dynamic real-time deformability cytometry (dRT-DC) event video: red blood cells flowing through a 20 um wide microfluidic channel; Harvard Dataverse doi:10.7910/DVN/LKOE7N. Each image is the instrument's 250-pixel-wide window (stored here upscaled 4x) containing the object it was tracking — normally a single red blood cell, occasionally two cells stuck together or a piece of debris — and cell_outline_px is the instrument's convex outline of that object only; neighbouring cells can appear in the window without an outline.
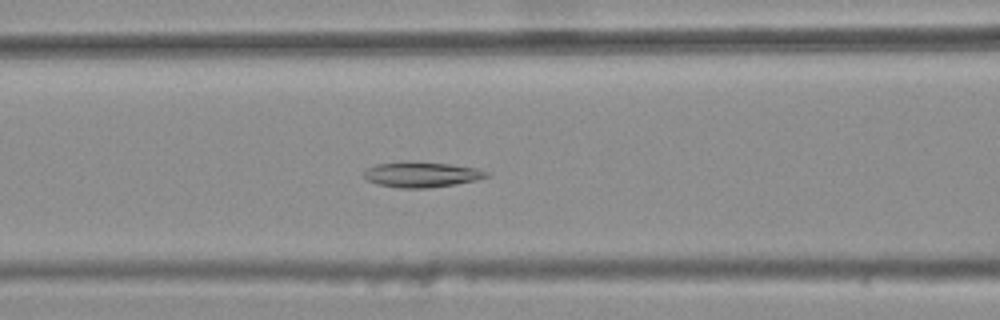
{"species": "common noctule bat (a hibernating species)", "species_latin": "Nyctalus noctula", "temperature_condition": "warm", "stored_images_in_passage": 45, "camera_frame_rate_fps": 3000, "um_per_image_px": 0.085, "animal": {"sex": "female", "body_mass_g": 25.1}, "frame": {"image": 1, "passage_image": 21, "time_ms": 6.667, "image_size_px": [1000, 320], "cell_outline_px": [[492, 176], [476, 180], [428, 188], [400, 188], [376, 184], [368, 180], [364, 176], [364, 172], [368, 168], [376, 164], [448, 164], [476, 168], [488, 172]], "centroid_in_image_um": [35.88, 14.88], "position_along_channel_um": 130.7, "area_um2": 17.17}}
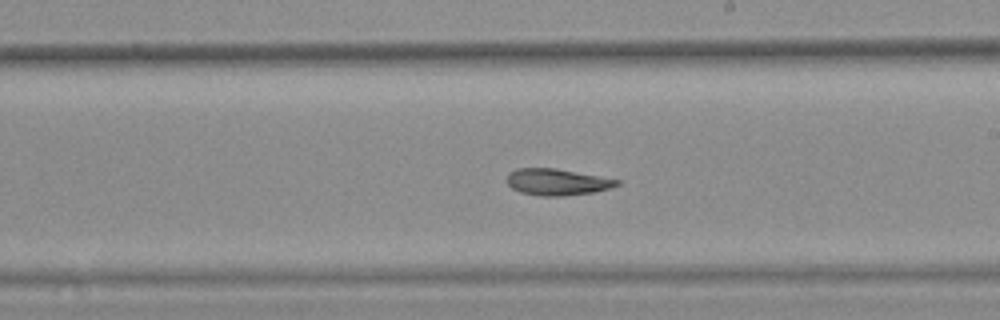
{"frame": {"image": 2, "passage_image": 30, "time_ms": 9.667, "image_size_px": [1000, 320], "cell_outline_px": [[620, 184], [612, 188], [592, 192], [564, 196], [540, 196], [520, 192], [512, 188], [504, 180], [508, 172], [516, 168], [556, 168], [620, 180]], "centroid_in_image_um": [47.3, 15.46], "position_along_channel_um": 241.7, "area_um2": 17.17}}
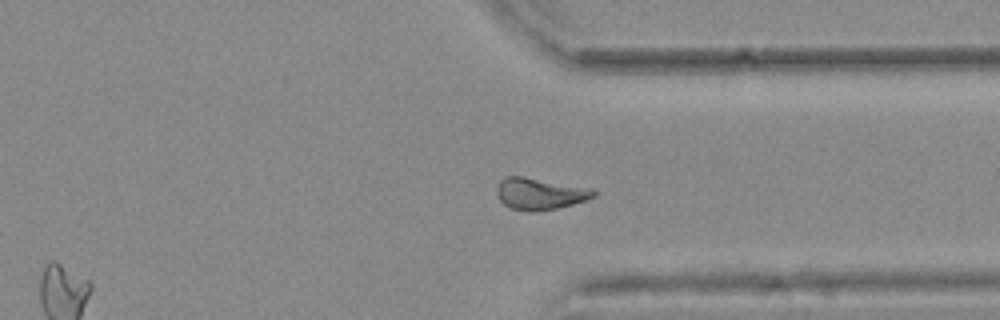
{"frame": {"image": 3, "passage_image": 40, "time_ms": 13.0, "image_size_px": [1000, 320], "cell_outline_px": [[596, 196], [572, 204], [556, 208], [532, 212], [512, 208], [504, 204], [500, 200], [496, 192], [496, 188], [500, 180], [508, 176], [524, 176], [592, 188], [596, 192]], "centroid_in_image_um": [45.88, 16.45], "position_along_channel_um": 365.5, "area_um2": 17.8}, "authors_computed_cell_mechanics": {"area_um2": 17.918, "velocity_mm_per_s": 3.7091, "shape_relaxation_time_tau1_ms": null, "shape_relaxation_time_tau2_ms": 3.4513, "deformation_change_tau1": null, "deformation_change_tau2": 0.0769}}